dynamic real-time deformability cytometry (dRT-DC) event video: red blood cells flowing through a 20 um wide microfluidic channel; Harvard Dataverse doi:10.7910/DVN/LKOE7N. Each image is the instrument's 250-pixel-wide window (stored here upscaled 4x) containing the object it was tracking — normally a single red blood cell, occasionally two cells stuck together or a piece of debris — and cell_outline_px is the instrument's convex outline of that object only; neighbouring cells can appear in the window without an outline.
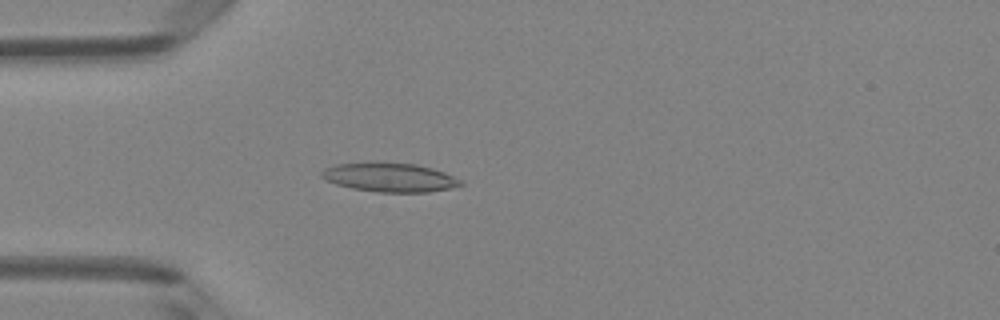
{"species": "Egyptian fruit bat (a non-hibernating species)", "species_latin": "Rousettus aegyptiacus", "temperature_condition": "room temperature", "stored_images_in_passage": 2, "camera_frame_rate_fps": 3000, "um_per_image_px": 0.085, "animal": {"sex": "female"}, "frame": {"image": 1, "passage_image": 2, "time_ms": 1.0, "image_size_px": [1000, 320], "cell_outline_px": [[464, 184], [452, 188], [428, 192], [376, 192], [352, 188], [336, 184], [320, 176], [320, 172], [324, 168], [336, 164], [416, 164], [432, 168], [444, 172], [460, 180]], "centroid_in_image_um": [33.14, 15.1], "position_along_channel_um": 51.9, "area_um2": 22.83}}